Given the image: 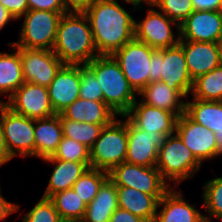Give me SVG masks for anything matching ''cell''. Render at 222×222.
I'll use <instances>...</instances> for the list:
<instances>
[{"instance_id":"obj_12","label":"cell","mask_w":222,"mask_h":222,"mask_svg":"<svg viewBox=\"0 0 222 222\" xmlns=\"http://www.w3.org/2000/svg\"><path fill=\"white\" fill-rule=\"evenodd\" d=\"M24 82L48 87L64 65L53 50L19 47Z\"/></svg>"},{"instance_id":"obj_33","label":"cell","mask_w":222,"mask_h":222,"mask_svg":"<svg viewBox=\"0 0 222 222\" xmlns=\"http://www.w3.org/2000/svg\"><path fill=\"white\" fill-rule=\"evenodd\" d=\"M202 207L206 210L207 215L204 218L220 220L222 222V177H216L203 186Z\"/></svg>"},{"instance_id":"obj_32","label":"cell","mask_w":222,"mask_h":222,"mask_svg":"<svg viewBox=\"0 0 222 222\" xmlns=\"http://www.w3.org/2000/svg\"><path fill=\"white\" fill-rule=\"evenodd\" d=\"M108 179V172L95 168H88L84 174L74 183L72 189L88 205L102 184Z\"/></svg>"},{"instance_id":"obj_25","label":"cell","mask_w":222,"mask_h":222,"mask_svg":"<svg viewBox=\"0 0 222 222\" xmlns=\"http://www.w3.org/2000/svg\"><path fill=\"white\" fill-rule=\"evenodd\" d=\"M63 138L59 113L47 118L34 119L35 157L53 156Z\"/></svg>"},{"instance_id":"obj_13","label":"cell","mask_w":222,"mask_h":222,"mask_svg":"<svg viewBox=\"0 0 222 222\" xmlns=\"http://www.w3.org/2000/svg\"><path fill=\"white\" fill-rule=\"evenodd\" d=\"M5 103L14 113L31 119L56 114L50 104L47 87L33 83L24 82Z\"/></svg>"},{"instance_id":"obj_4","label":"cell","mask_w":222,"mask_h":222,"mask_svg":"<svg viewBox=\"0 0 222 222\" xmlns=\"http://www.w3.org/2000/svg\"><path fill=\"white\" fill-rule=\"evenodd\" d=\"M202 165L176 133L168 135L158 149L156 168L171 187L194 177Z\"/></svg>"},{"instance_id":"obj_36","label":"cell","mask_w":222,"mask_h":222,"mask_svg":"<svg viewBox=\"0 0 222 222\" xmlns=\"http://www.w3.org/2000/svg\"><path fill=\"white\" fill-rule=\"evenodd\" d=\"M21 222H63L49 198L41 197Z\"/></svg>"},{"instance_id":"obj_35","label":"cell","mask_w":222,"mask_h":222,"mask_svg":"<svg viewBox=\"0 0 222 222\" xmlns=\"http://www.w3.org/2000/svg\"><path fill=\"white\" fill-rule=\"evenodd\" d=\"M152 4L178 25L194 11L192 0H152Z\"/></svg>"},{"instance_id":"obj_45","label":"cell","mask_w":222,"mask_h":222,"mask_svg":"<svg viewBox=\"0 0 222 222\" xmlns=\"http://www.w3.org/2000/svg\"><path fill=\"white\" fill-rule=\"evenodd\" d=\"M12 20L16 21L8 10L0 3V31Z\"/></svg>"},{"instance_id":"obj_48","label":"cell","mask_w":222,"mask_h":222,"mask_svg":"<svg viewBox=\"0 0 222 222\" xmlns=\"http://www.w3.org/2000/svg\"><path fill=\"white\" fill-rule=\"evenodd\" d=\"M201 222H214L213 220H209V219H206V218H204Z\"/></svg>"},{"instance_id":"obj_40","label":"cell","mask_w":222,"mask_h":222,"mask_svg":"<svg viewBox=\"0 0 222 222\" xmlns=\"http://www.w3.org/2000/svg\"><path fill=\"white\" fill-rule=\"evenodd\" d=\"M194 11H222V0H192Z\"/></svg>"},{"instance_id":"obj_7","label":"cell","mask_w":222,"mask_h":222,"mask_svg":"<svg viewBox=\"0 0 222 222\" xmlns=\"http://www.w3.org/2000/svg\"><path fill=\"white\" fill-rule=\"evenodd\" d=\"M63 14L47 10H28L23 16L16 47L53 50L58 25Z\"/></svg>"},{"instance_id":"obj_44","label":"cell","mask_w":222,"mask_h":222,"mask_svg":"<svg viewBox=\"0 0 222 222\" xmlns=\"http://www.w3.org/2000/svg\"><path fill=\"white\" fill-rule=\"evenodd\" d=\"M1 101L4 100H0V167L5 164H8V162H10V160L12 159L7 153V150L5 148V142L2 132V122H1Z\"/></svg>"},{"instance_id":"obj_30","label":"cell","mask_w":222,"mask_h":222,"mask_svg":"<svg viewBox=\"0 0 222 222\" xmlns=\"http://www.w3.org/2000/svg\"><path fill=\"white\" fill-rule=\"evenodd\" d=\"M190 94L203 101H222V65L195 79Z\"/></svg>"},{"instance_id":"obj_42","label":"cell","mask_w":222,"mask_h":222,"mask_svg":"<svg viewBox=\"0 0 222 222\" xmlns=\"http://www.w3.org/2000/svg\"><path fill=\"white\" fill-rule=\"evenodd\" d=\"M109 222H145L127 210L117 208L112 214Z\"/></svg>"},{"instance_id":"obj_24","label":"cell","mask_w":222,"mask_h":222,"mask_svg":"<svg viewBox=\"0 0 222 222\" xmlns=\"http://www.w3.org/2000/svg\"><path fill=\"white\" fill-rule=\"evenodd\" d=\"M116 188L118 208L131 212L145 222H153L158 202L164 195L145 194L126 186H116Z\"/></svg>"},{"instance_id":"obj_26","label":"cell","mask_w":222,"mask_h":222,"mask_svg":"<svg viewBox=\"0 0 222 222\" xmlns=\"http://www.w3.org/2000/svg\"><path fill=\"white\" fill-rule=\"evenodd\" d=\"M138 96L143 103L174 113L178 118L185 113L183 97L164 82L148 83Z\"/></svg>"},{"instance_id":"obj_41","label":"cell","mask_w":222,"mask_h":222,"mask_svg":"<svg viewBox=\"0 0 222 222\" xmlns=\"http://www.w3.org/2000/svg\"><path fill=\"white\" fill-rule=\"evenodd\" d=\"M1 192L2 191L0 187V222L3 220L5 221V219H7V217H9L11 214L16 213L20 210L19 204L7 201Z\"/></svg>"},{"instance_id":"obj_14","label":"cell","mask_w":222,"mask_h":222,"mask_svg":"<svg viewBox=\"0 0 222 222\" xmlns=\"http://www.w3.org/2000/svg\"><path fill=\"white\" fill-rule=\"evenodd\" d=\"M175 133L201 164L203 161L217 158V142L214 132L197 124L185 113L177 119Z\"/></svg>"},{"instance_id":"obj_29","label":"cell","mask_w":222,"mask_h":222,"mask_svg":"<svg viewBox=\"0 0 222 222\" xmlns=\"http://www.w3.org/2000/svg\"><path fill=\"white\" fill-rule=\"evenodd\" d=\"M63 222H81L86 211V203L71 188L57 192L49 198Z\"/></svg>"},{"instance_id":"obj_1","label":"cell","mask_w":222,"mask_h":222,"mask_svg":"<svg viewBox=\"0 0 222 222\" xmlns=\"http://www.w3.org/2000/svg\"><path fill=\"white\" fill-rule=\"evenodd\" d=\"M84 13L99 55H111L135 37V19L118 0H98Z\"/></svg>"},{"instance_id":"obj_15","label":"cell","mask_w":222,"mask_h":222,"mask_svg":"<svg viewBox=\"0 0 222 222\" xmlns=\"http://www.w3.org/2000/svg\"><path fill=\"white\" fill-rule=\"evenodd\" d=\"M126 128L127 155L125 161L145 167H156L158 149L162 146L167 136L142 131L127 118Z\"/></svg>"},{"instance_id":"obj_27","label":"cell","mask_w":222,"mask_h":222,"mask_svg":"<svg viewBox=\"0 0 222 222\" xmlns=\"http://www.w3.org/2000/svg\"><path fill=\"white\" fill-rule=\"evenodd\" d=\"M117 208V188L108 178L100 187L98 194L87 205L81 222H109Z\"/></svg>"},{"instance_id":"obj_3","label":"cell","mask_w":222,"mask_h":222,"mask_svg":"<svg viewBox=\"0 0 222 222\" xmlns=\"http://www.w3.org/2000/svg\"><path fill=\"white\" fill-rule=\"evenodd\" d=\"M87 66L95 73L103 101L118 116H124L136 101L138 94L129 84L119 64L111 55H99Z\"/></svg>"},{"instance_id":"obj_9","label":"cell","mask_w":222,"mask_h":222,"mask_svg":"<svg viewBox=\"0 0 222 222\" xmlns=\"http://www.w3.org/2000/svg\"><path fill=\"white\" fill-rule=\"evenodd\" d=\"M155 50L134 37L111 54L137 94L149 83L150 59Z\"/></svg>"},{"instance_id":"obj_34","label":"cell","mask_w":222,"mask_h":222,"mask_svg":"<svg viewBox=\"0 0 222 222\" xmlns=\"http://www.w3.org/2000/svg\"><path fill=\"white\" fill-rule=\"evenodd\" d=\"M51 158L75 162H90V150L84 144L63 136L58 149Z\"/></svg>"},{"instance_id":"obj_43","label":"cell","mask_w":222,"mask_h":222,"mask_svg":"<svg viewBox=\"0 0 222 222\" xmlns=\"http://www.w3.org/2000/svg\"><path fill=\"white\" fill-rule=\"evenodd\" d=\"M98 0H62L67 11L84 12Z\"/></svg>"},{"instance_id":"obj_2","label":"cell","mask_w":222,"mask_h":222,"mask_svg":"<svg viewBox=\"0 0 222 222\" xmlns=\"http://www.w3.org/2000/svg\"><path fill=\"white\" fill-rule=\"evenodd\" d=\"M53 52L64 65H87L99 56L94 46L89 19L84 12L68 11L63 14Z\"/></svg>"},{"instance_id":"obj_21","label":"cell","mask_w":222,"mask_h":222,"mask_svg":"<svg viewBox=\"0 0 222 222\" xmlns=\"http://www.w3.org/2000/svg\"><path fill=\"white\" fill-rule=\"evenodd\" d=\"M185 101V114L214 132L217 142V157L222 156V101H203L192 98Z\"/></svg>"},{"instance_id":"obj_17","label":"cell","mask_w":222,"mask_h":222,"mask_svg":"<svg viewBox=\"0 0 222 222\" xmlns=\"http://www.w3.org/2000/svg\"><path fill=\"white\" fill-rule=\"evenodd\" d=\"M139 101L136 99L124 115L135 127L151 134L168 136L175 133L178 117L174 113L147 105L140 98Z\"/></svg>"},{"instance_id":"obj_16","label":"cell","mask_w":222,"mask_h":222,"mask_svg":"<svg viewBox=\"0 0 222 222\" xmlns=\"http://www.w3.org/2000/svg\"><path fill=\"white\" fill-rule=\"evenodd\" d=\"M180 39L218 43L222 38V11H193L179 25Z\"/></svg>"},{"instance_id":"obj_37","label":"cell","mask_w":222,"mask_h":222,"mask_svg":"<svg viewBox=\"0 0 222 222\" xmlns=\"http://www.w3.org/2000/svg\"><path fill=\"white\" fill-rule=\"evenodd\" d=\"M79 98L103 101L101 86L97 81L95 73L87 65H80Z\"/></svg>"},{"instance_id":"obj_46","label":"cell","mask_w":222,"mask_h":222,"mask_svg":"<svg viewBox=\"0 0 222 222\" xmlns=\"http://www.w3.org/2000/svg\"><path fill=\"white\" fill-rule=\"evenodd\" d=\"M126 3H129L130 5H132V10L129 12H135L136 10H141L142 11V7H144L141 3H144L146 6H150L152 5V0H123ZM134 8V9H133Z\"/></svg>"},{"instance_id":"obj_11","label":"cell","mask_w":222,"mask_h":222,"mask_svg":"<svg viewBox=\"0 0 222 222\" xmlns=\"http://www.w3.org/2000/svg\"><path fill=\"white\" fill-rule=\"evenodd\" d=\"M147 10L142 20H135V38L158 50L176 46L180 39L179 25L157 10L153 4ZM173 26L176 27L177 36L172 30Z\"/></svg>"},{"instance_id":"obj_18","label":"cell","mask_w":222,"mask_h":222,"mask_svg":"<svg viewBox=\"0 0 222 222\" xmlns=\"http://www.w3.org/2000/svg\"><path fill=\"white\" fill-rule=\"evenodd\" d=\"M47 89L50 104L58 114L79 98L80 65H63Z\"/></svg>"},{"instance_id":"obj_20","label":"cell","mask_w":222,"mask_h":222,"mask_svg":"<svg viewBox=\"0 0 222 222\" xmlns=\"http://www.w3.org/2000/svg\"><path fill=\"white\" fill-rule=\"evenodd\" d=\"M178 44L183 48L192 81L220 65L218 43L179 39Z\"/></svg>"},{"instance_id":"obj_19","label":"cell","mask_w":222,"mask_h":222,"mask_svg":"<svg viewBox=\"0 0 222 222\" xmlns=\"http://www.w3.org/2000/svg\"><path fill=\"white\" fill-rule=\"evenodd\" d=\"M177 187H171L159 200L153 222H201L204 219L195 204H190ZM162 207V208H161Z\"/></svg>"},{"instance_id":"obj_8","label":"cell","mask_w":222,"mask_h":222,"mask_svg":"<svg viewBox=\"0 0 222 222\" xmlns=\"http://www.w3.org/2000/svg\"><path fill=\"white\" fill-rule=\"evenodd\" d=\"M1 122L9 156L35 157L34 119L14 113L1 101Z\"/></svg>"},{"instance_id":"obj_47","label":"cell","mask_w":222,"mask_h":222,"mask_svg":"<svg viewBox=\"0 0 222 222\" xmlns=\"http://www.w3.org/2000/svg\"><path fill=\"white\" fill-rule=\"evenodd\" d=\"M218 46H219L220 64L222 65V38L218 41Z\"/></svg>"},{"instance_id":"obj_10","label":"cell","mask_w":222,"mask_h":222,"mask_svg":"<svg viewBox=\"0 0 222 222\" xmlns=\"http://www.w3.org/2000/svg\"><path fill=\"white\" fill-rule=\"evenodd\" d=\"M108 178L116 186L134 188L151 195H164L171 188L156 167H145L126 161L113 167L108 172Z\"/></svg>"},{"instance_id":"obj_38","label":"cell","mask_w":222,"mask_h":222,"mask_svg":"<svg viewBox=\"0 0 222 222\" xmlns=\"http://www.w3.org/2000/svg\"><path fill=\"white\" fill-rule=\"evenodd\" d=\"M29 10H47L65 14L66 10L62 0H27Z\"/></svg>"},{"instance_id":"obj_5","label":"cell","mask_w":222,"mask_h":222,"mask_svg":"<svg viewBox=\"0 0 222 222\" xmlns=\"http://www.w3.org/2000/svg\"><path fill=\"white\" fill-rule=\"evenodd\" d=\"M150 61L149 83L161 81L182 97H191L188 95L192 91L193 81L189 75L183 48L179 44L156 49Z\"/></svg>"},{"instance_id":"obj_6","label":"cell","mask_w":222,"mask_h":222,"mask_svg":"<svg viewBox=\"0 0 222 222\" xmlns=\"http://www.w3.org/2000/svg\"><path fill=\"white\" fill-rule=\"evenodd\" d=\"M115 119L104 126L99 138L90 150V168L109 172L113 167L125 162L127 155L126 117ZM123 118V120H121Z\"/></svg>"},{"instance_id":"obj_28","label":"cell","mask_w":222,"mask_h":222,"mask_svg":"<svg viewBox=\"0 0 222 222\" xmlns=\"http://www.w3.org/2000/svg\"><path fill=\"white\" fill-rule=\"evenodd\" d=\"M8 45L13 52H0V96L7 100L24 83L19 47Z\"/></svg>"},{"instance_id":"obj_39","label":"cell","mask_w":222,"mask_h":222,"mask_svg":"<svg viewBox=\"0 0 222 222\" xmlns=\"http://www.w3.org/2000/svg\"><path fill=\"white\" fill-rule=\"evenodd\" d=\"M0 3L8 10L15 20L22 19L28 10L27 0H0Z\"/></svg>"},{"instance_id":"obj_31","label":"cell","mask_w":222,"mask_h":222,"mask_svg":"<svg viewBox=\"0 0 222 222\" xmlns=\"http://www.w3.org/2000/svg\"><path fill=\"white\" fill-rule=\"evenodd\" d=\"M59 117L62 123L63 136L76 140L87 146L89 149L99 138L100 132L103 128L100 124L78 122L64 118L60 113Z\"/></svg>"},{"instance_id":"obj_23","label":"cell","mask_w":222,"mask_h":222,"mask_svg":"<svg viewBox=\"0 0 222 222\" xmlns=\"http://www.w3.org/2000/svg\"><path fill=\"white\" fill-rule=\"evenodd\" d=\"M64 118L78 122L100 124L103 127L112 123L118 115L104 101L76 99L60 112Z\"/></svg>"},{"instance_id":"obj_22","label":"cell","mask_w":222,"mask_h":222,"mask_svg":"<svg viewBox=\"0 0 222 222\" xmlns=\"http://www.w3.org/2000/svg\"><path fill=\"white\" fill-rule=\"evenodd\" d=\"M44 162L53 165V171L42 197L50 198L53 194L71 189L74 183L90 168V162H75L47 157Z\"/></svg>"}]
</instances>
